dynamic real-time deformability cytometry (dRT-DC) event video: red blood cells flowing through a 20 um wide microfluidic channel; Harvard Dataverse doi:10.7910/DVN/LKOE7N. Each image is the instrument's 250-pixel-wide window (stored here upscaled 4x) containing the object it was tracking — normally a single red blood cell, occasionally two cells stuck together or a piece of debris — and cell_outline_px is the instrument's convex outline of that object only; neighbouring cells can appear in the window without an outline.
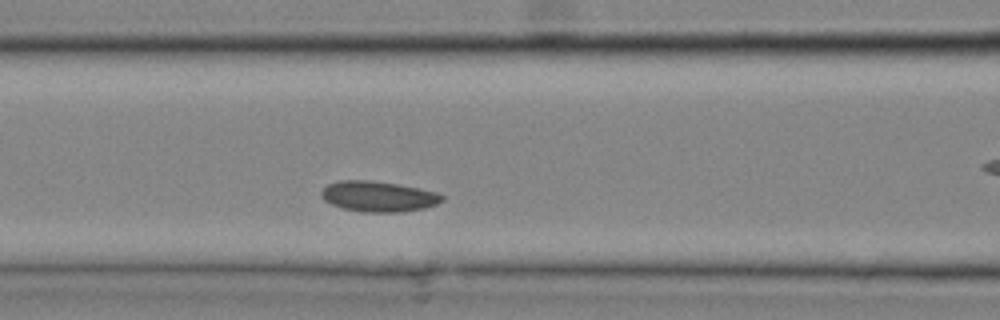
{"species": "common noctule bat (a hibernating species)", "species_latin": "Nyctalus noctula", "temperature_condition": "cold", "stored_images_in_passage": 21, "camera_frame_rate_fps": 3000, "um_per_image_px": 0.085, "animal": {"sex": "male", "body_mass_g": 20.4}, "frame": {"image": 1, "passage_image": 4, "time_ms": 1.0, "image_size_px": [1000, 320], "cell_outline_px": [[444, 200], [436, 204], [424, 208], [396, 212], [364, 212], [344, 208], [332, 204], [324, 200], [320, 196], [320, 192], [328, 184], [340, 180], [368, 180], [396, 184], [436, 192], [444, 196]], "centroid_in_image_um": [32.13, 16.69], "position_along_channel_um": 134.5, "area_um2": 21.21}}